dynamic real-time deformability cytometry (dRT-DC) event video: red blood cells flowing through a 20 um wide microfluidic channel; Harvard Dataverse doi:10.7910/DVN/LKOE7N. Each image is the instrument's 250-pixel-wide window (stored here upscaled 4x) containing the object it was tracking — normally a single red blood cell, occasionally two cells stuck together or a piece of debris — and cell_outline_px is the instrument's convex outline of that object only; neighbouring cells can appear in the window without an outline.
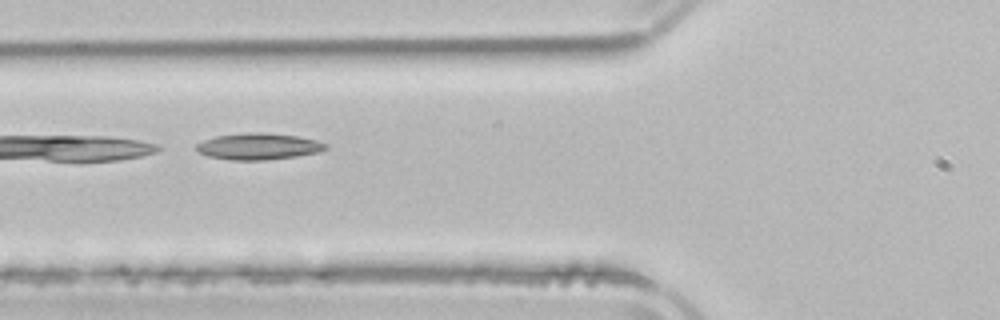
{"species": "common noctule bat (a hibernating species)", "species_latin": "Nyctalus noctula", "temperature_condition": "room temperature", "stored_images_in_passage": 8, "camera_frame_rate_fps": 3000, "um_per_image_px": 0.085, "animal": {"sex": "male", "body_mass_g": 21.5, "forearm_length_mm": 52.0}, "frame": {"image": 1, "passage_image": 6, "time_ms": 6.0, "image_size_px": [1000, 320], "cell_outline_px": [[328, 148], [320, 152], [296, 156], [264, 160], [232, 160], [208, 156], [196, 152], [196, 144], [204, 140], [216, 136], [248, 132], [264, 132], [300, 136], [316, 140], [328, 144]], "centroid_in_image_um": [21.99, 12.44], "position_along_channel_um": 103.8, "area_um2": 20.11}}
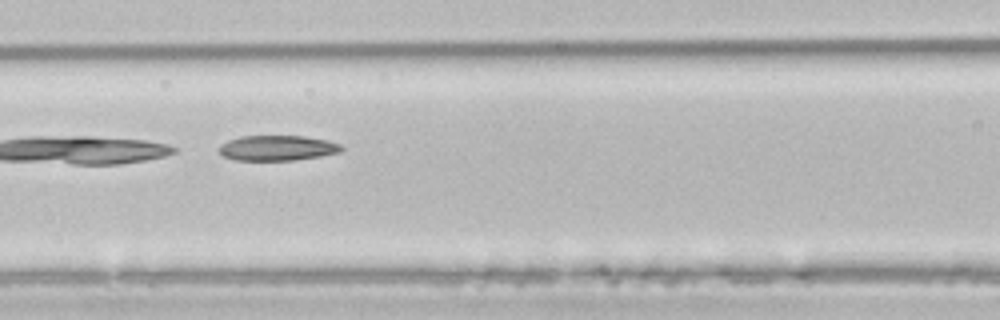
{"frame": {"image": 2, "passage_image": 7, "time_ms": 7.0, "image_size_px": [1000, 320], "cell_outline_px": [[344, 148], [340, 152], [320, 156], [292, 160], [236, 160], [224, 156], [216, 148], [220, 144], [228, 140], [240, 136], [304, 136], [328, 140], [340, 144]], "centroid_in_image_um": [23.55, 12.57], "position_along_channel_um": 143.0, "area_um2": 18.03}}
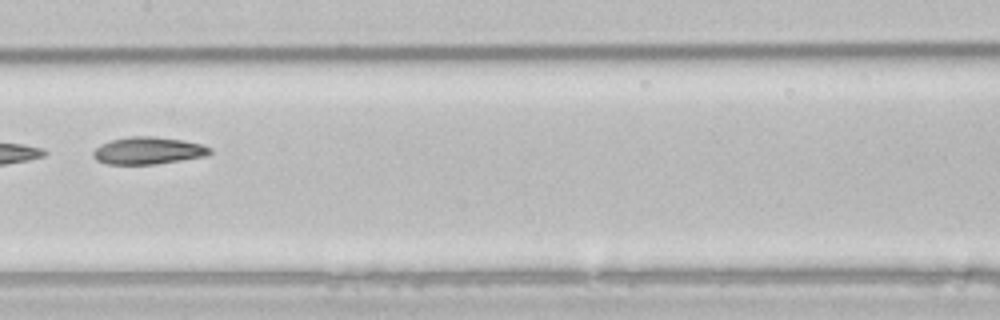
{"frame": {"image": 3, "passage_image": 8, "time_ms": 8.333, "image_size_px": [1000, 320], "cell_outline_px": [[212, 152], [204, 156], [156, 164], [108, 164], [96, 160], [92, 156], [92, 152], [100, 144], [112, 140], [132, 136], [152, 136], [180, 140], [200, 144], [212, 148]], "centroid_in_image_um": [12.55, 12.81], "position_along_channel_um": 194.8, "area_um2": 18.32}}